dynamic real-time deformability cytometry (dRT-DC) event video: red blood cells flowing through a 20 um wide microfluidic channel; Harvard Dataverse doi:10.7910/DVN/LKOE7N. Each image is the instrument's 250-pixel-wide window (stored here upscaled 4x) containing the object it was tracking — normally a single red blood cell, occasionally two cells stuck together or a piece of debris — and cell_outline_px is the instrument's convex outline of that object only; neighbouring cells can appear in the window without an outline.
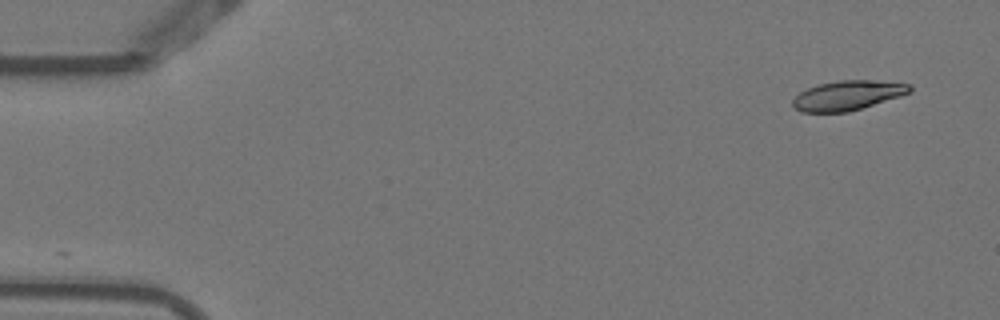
{"species": "Egyptian fruit bat (a non-hibernating species)", "species_latin": "Rousettus aegyptiacus", "temperature_condition": "warm", "stored_images_in_passage": 4, "camera_frame_rate_fps": 3000, "um_per_image_px": 0.085, "animal": {"sex": "female"}, "frame": {"image": 1, "passage_image": 1, "time_ms": 0.0, "image_size_px": [1000, 320], "cell_outline_px": [[912, 92], [900, 96], [848, 112], [800, 112], [792, 104], [792, 100], [800, 92], [808, 88], [820, 84], [840, 80], [876, 80], [912, 84]], "centroid_in_image_um": [72.08, 8.1], "position_along_channel_um": 12.9, "area_um2": 20.11}}
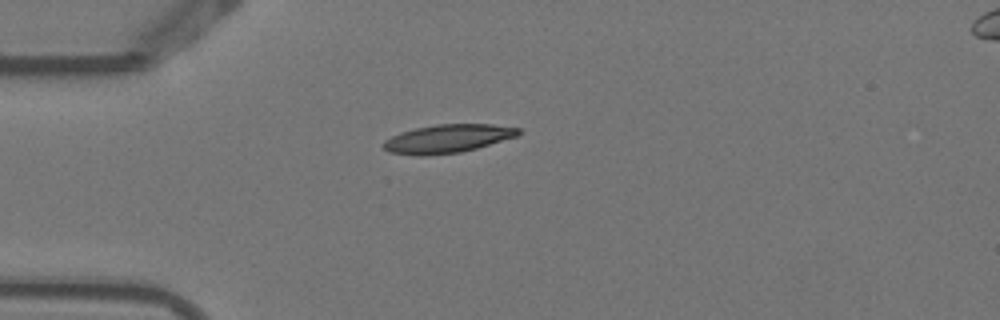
{"frame": {"image": 2, "passage_image": 4, "time_ms": 1.0, "image_size_px": [1000, 320], "cell_outline_px": [[520, 132], [516, 136], [476, 148], [460, 152], [424, 156], [416, 156], [388, 152], [380, 144], [384, 140], [400, 132], [416, 128], [436, 124], [492, 124], [520, 128]], "centroid_in_image_um": [37.98, 11.79], "position_along_channel_um": 47.0, "area_um2": 22.31}}